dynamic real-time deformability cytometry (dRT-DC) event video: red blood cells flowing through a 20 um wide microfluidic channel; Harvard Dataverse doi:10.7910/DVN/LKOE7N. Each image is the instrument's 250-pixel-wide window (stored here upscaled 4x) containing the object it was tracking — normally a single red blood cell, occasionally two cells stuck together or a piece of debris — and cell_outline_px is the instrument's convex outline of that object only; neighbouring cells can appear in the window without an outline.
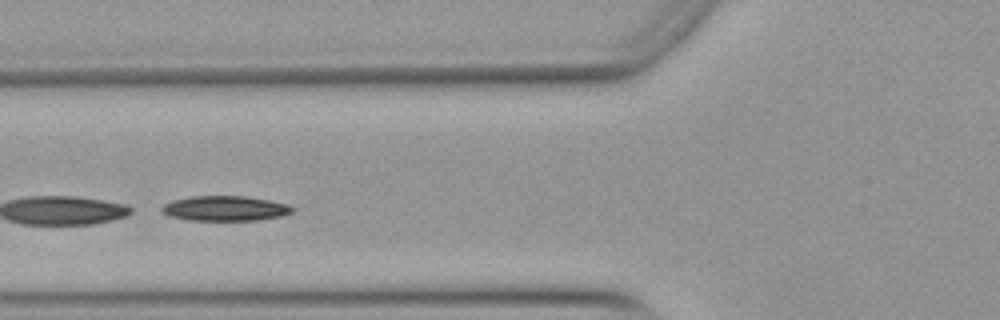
{"species": "Egyptian fruit bat (a non-hibernating species)", "species_latin": "Rousettus aegyptiacus", "temperature_condition": "warm", "stored_images_in_passage": 15, "segment_of_instrument_passage": [2, 2], "camera_frame_rate_fps": 3000, "um_per_image_px": 0.085, "animal": {"sex": "female"}, "frame": {"image": 1, "passage_image": 11, "time_ms": 3.333, "image_size_px": [1000, 320], "cell_outline_px": [[296, 208], [292, 212], [284, 216], [256, 220], [188, 220], [168, 216], [160, 212], [160, 208], [164, 204], [172, 200], [192, 196], [244, 196], [268, 200], [288, 204]], "centroid_in_image_um": [19.12, 17.72], "position_along_channel_um": 106.7, "area_um2": 19.19}}